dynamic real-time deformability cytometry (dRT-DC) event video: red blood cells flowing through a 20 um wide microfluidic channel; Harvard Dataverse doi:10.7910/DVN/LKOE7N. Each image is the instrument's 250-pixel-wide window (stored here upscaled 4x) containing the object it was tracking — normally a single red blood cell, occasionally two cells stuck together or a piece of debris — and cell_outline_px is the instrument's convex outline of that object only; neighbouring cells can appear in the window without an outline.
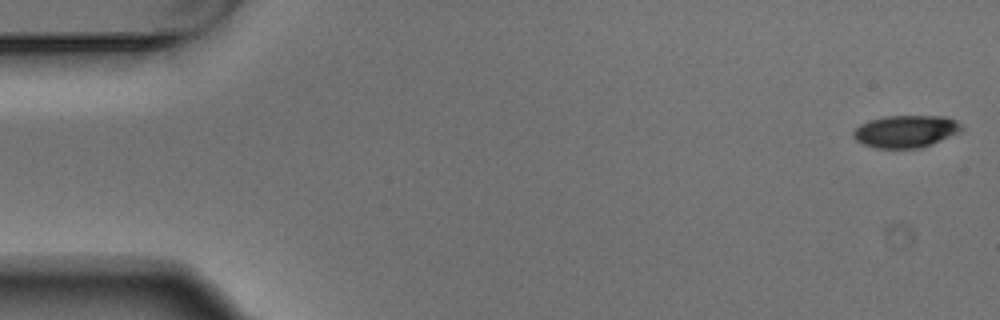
{"species": "Egyptian fruit bat (a non-hibernating species)", "species_latin": "Rousettus aegyptiacus", "temperature_condition": "warm", "stored_images_in_passage": 4, "camera_frame_rate_fps": 3000, "um_per_image_px": 0.085, "animal": {"sex": "male"}, "frame": {"image": 1, "passage_image": 1, "time_ms": 0.0, "image_size_px": [1000, 320], "cell_outline_px": [[964, 128], [960, 132], [932, 144], [920, 148], [876, 148], [864, 144], [856, 140], [852, 136], [852, 132], [860, 124], [868, 120], [884, 116], [944, 116], [956, 120]], "centroid_in_image_um": [76.99, 11.16], "position_along_channel_um": 8.0, "area_um2": 20.46}}
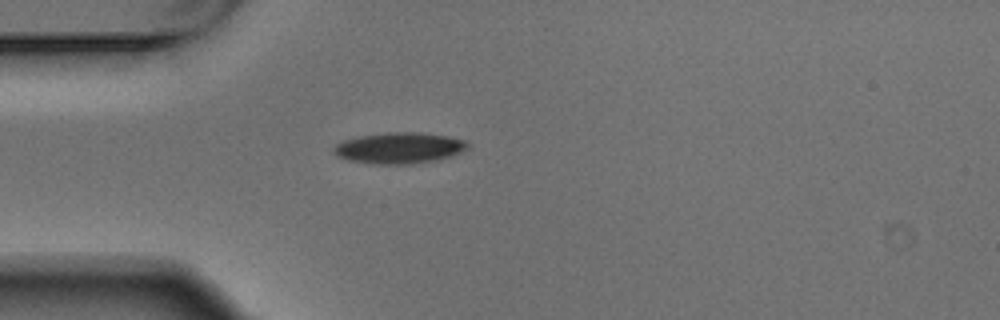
{"frame": {"image": 2, "passage_image": 4, "time_ms": 1.0, "image_size_px": [1000, 320], "cell_outline_px": [[468, 148], [452, 156], [412, 164], [372, 164], [348, 160], [336, 156], [332, 152], [332, 148], [336, 144], [344, 140], [360, 136], [388, 132], [420, 132], [448, 136], [468, 140]], "centroid_in_image_um": [33.92, 12.57], "position_along_channel_um": 51.1, "area_um2": 24.39}}